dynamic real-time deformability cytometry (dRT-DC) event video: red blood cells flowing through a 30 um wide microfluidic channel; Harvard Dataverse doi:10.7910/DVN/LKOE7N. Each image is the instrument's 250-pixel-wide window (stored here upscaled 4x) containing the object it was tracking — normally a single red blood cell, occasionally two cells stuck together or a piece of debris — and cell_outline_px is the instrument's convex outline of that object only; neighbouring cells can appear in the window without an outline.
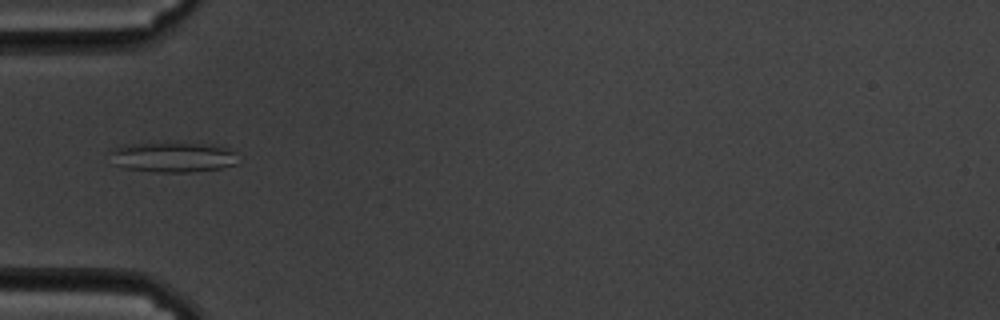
{"species": "common noctule bat (a hibernating species)", "species_latin": "Nyctalus noctula", "temperature_condition": "cold", "stored_images_in_passage": 39, "camera_frame_rate_fps": 3000, "um_per_image_px": 0.085, "animal": {"sex": "male", "body_mass_g": 19.5, "forearm_length_mm": 54.6}, "frame": {"image": 1, "passage_image": 1, "time_ms": 0.0, "image_size_px": [1000, 320], "cell_outline_px": [[236, 164], [220, 168], [188, 172], [156, 172], [124, 168], [112, 164], [108, 152], [124, 144], [176, 140], [212, 144], [228, 148], [232, 152]], "centroid_in_image_um": [14.59, 13.3], "position_along_channel_um": 70.4, "area_um2": 23.35}}
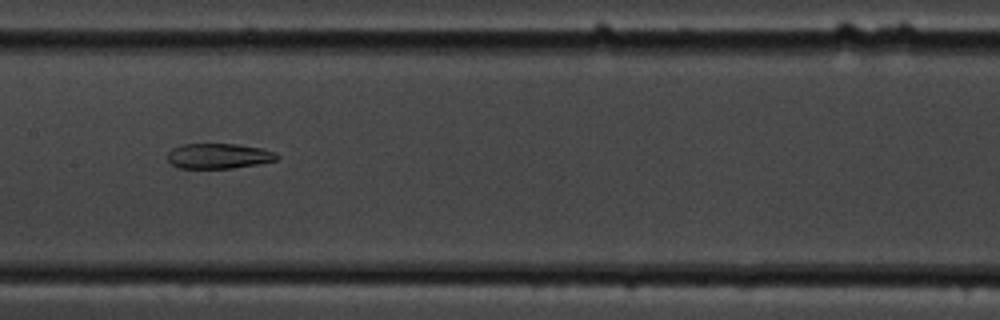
{"frame": {"image": 2, "passage_image": 11, "time_ms": 3.333, "image_size_px": [1000, 320], "cell_outline_px": [[280, 156], [276, 160], [256, 164], [232, 168], [180, 168], [172, 164], [168, 160], [168, 152], [172, 148], [180, 144], [236, 144], [260, 148], [276, 152]], "centroid_in_image_um": [18.57, 13.25], "position_along_channel_um": 188.8, "area_um2": 16.01}}
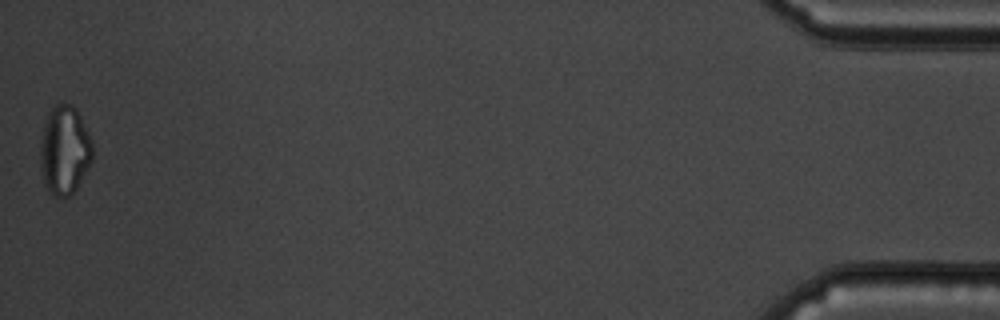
{"frame": {"image": 3, "passage_image": 39, "time_ms": 12.667, "image_size_px": [1000, 320], "cell_outline_px": [[92, 160], [76, 188], [68, 196], [56, 196], [44, 184], [40, 168], [40, 140], [44, 124], [48, 112], [56, 104], [72, 104], [76, 108], [92, 140]], "centroid_in_image_um": [5.47, 12.73], "position_along_channel_um": 429.7, "area_um2": 26.88}, "authors_computed_cell_mechanics": {"area_um2": 18.785, "velocity_mm_per_s": 3.5497, "shape_relaxation_time_tau1_ms": null, "shape_relaxation_time_tau2_ms": 5.3733, "deformation_change_tau1": null, "deformation_change_tau2": 0.1255}}